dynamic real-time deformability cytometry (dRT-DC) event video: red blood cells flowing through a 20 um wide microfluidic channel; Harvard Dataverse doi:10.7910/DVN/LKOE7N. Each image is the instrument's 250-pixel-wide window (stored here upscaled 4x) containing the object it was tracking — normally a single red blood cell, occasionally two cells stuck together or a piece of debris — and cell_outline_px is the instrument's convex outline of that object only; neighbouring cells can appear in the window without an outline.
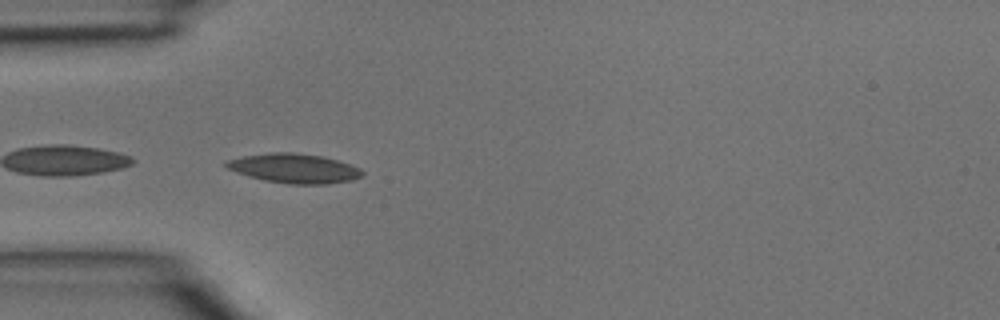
{"species": "common noctule bat (a hibernating species)", "species_latin": "Nyctalus noctula", "temperature_condition": "room temperature", "stored_images_in_passage": 2, "camera_frame_rate_fps": 3000, "um_per_image_px": 0.085, "animal": {"sex": "male", "body_mass_g": 15.6}, "frame": {"image": 1, "passage_image": 2, "time_ms": 0.333, "image_size_px": [1000, 320], "cell_outline_px": [[364, 176], [352, 180], [328, 184], [288, 184], [264, 180], [248, 176], [236, 172], [220, 164], [228, 160], [244, 156], [268, 152], [296, 152], [324, 156], [352, 164], [360, 168], [364, 172]], "centroid_in_image_um": [25.04, 14.3], "position_along_channel_um": 60.0, "area_um2": 23.7}}